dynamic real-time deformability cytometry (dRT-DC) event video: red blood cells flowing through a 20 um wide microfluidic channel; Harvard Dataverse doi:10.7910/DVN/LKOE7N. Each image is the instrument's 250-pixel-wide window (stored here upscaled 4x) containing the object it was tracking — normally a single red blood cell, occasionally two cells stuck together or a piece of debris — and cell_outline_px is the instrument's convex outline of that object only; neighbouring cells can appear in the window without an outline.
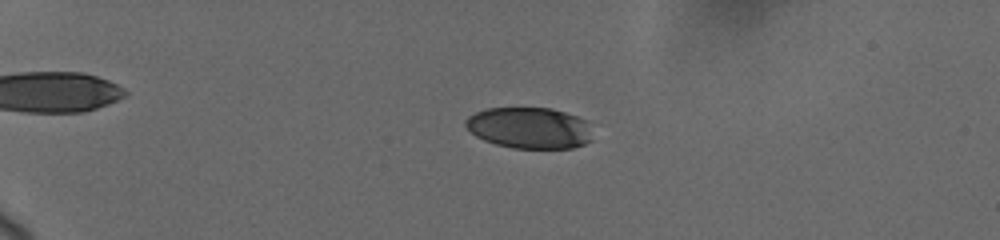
{"species": "human", "species_latin": "Homo sapiens", "temperature_condition": "cold", "stored_images_in_passage": 55, "camera_frame_rate_fps": 3000, "um_per_image_px": 0.085, "donor": {"sex": "female"}, "frame": {"image": 1, "passage_image": 13, "time_ms": 4.667, "image_size_px": [1000, 240], "cell_outline_px": [[592, 140], [584, 144], [572, 148], [512, 148], [496, 144], [484, 140], [476, 136], [464, 124], [464, 120], [468, 116], [476, 112], [488, 108], [552, 108], [588, 120]], "centroid_in_image_um": [45.01, 10.87], "position_along_channel_um": 40.0, "area_um2": 30.58}}
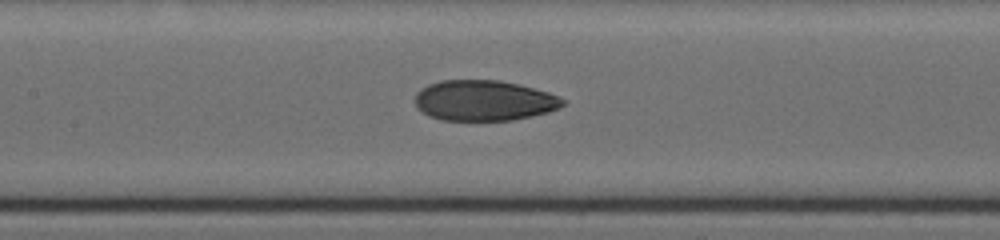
{"frame": {"image": 2, "passage_image": 29, "time_ms": 10.0, "image_size_px": [1000, 240], "cell_outline_px": [[564, 104], [560, 108], [548, 112], [532, 116], [512, 120], [440, 120], [428, 116], [416, 108], [416, 92], [420, 88], [428, 84], [440, 80], [500, 80], [520, 84], [548, 92], [564, 100]], "centroid_in_image_um": [41.11, 8.54], "position_along_channel_um": 166.3, "area_um2": 35.08}}
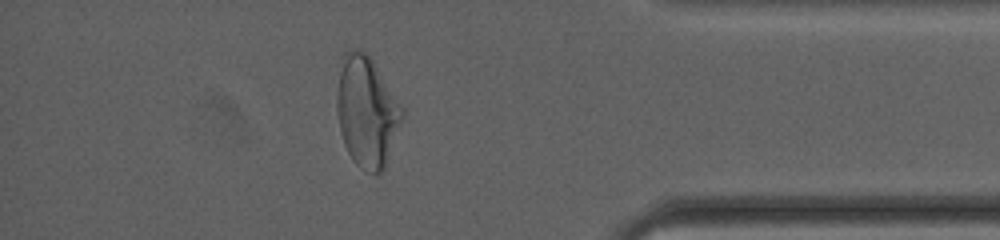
{"frame": {"image": 3, "passage_image": 49, "time_ms": 17.0, "image_size_px": [1000, 240], "cell_outline_px": [[404, 116], [384, 168], [380, 172], [368, 172], [360, 168], [352, 160], [344, 144], [340, 132], [336, 108], [336, 96], [340, 72], [344, 52], [352, 48], [356, 48], [364, 52], [372, 60], [404, 108]], "centroid_in_image_um": [31.17, 9.49], "position_along_channel_um": 404.0, "area_um2": 41.85}, "authors_computed_cell_mechanics": {"area_um2": 34.8534, "velocity_mm_per_s": 3.6893, "shape_relaxation_time_tau1_ms": 4.8223, "shape_relaxation_time_tau2_ms": 1.6843, "deformation_change_tau1": 0.1806, "deformation_change_tau2": 0.0689}}